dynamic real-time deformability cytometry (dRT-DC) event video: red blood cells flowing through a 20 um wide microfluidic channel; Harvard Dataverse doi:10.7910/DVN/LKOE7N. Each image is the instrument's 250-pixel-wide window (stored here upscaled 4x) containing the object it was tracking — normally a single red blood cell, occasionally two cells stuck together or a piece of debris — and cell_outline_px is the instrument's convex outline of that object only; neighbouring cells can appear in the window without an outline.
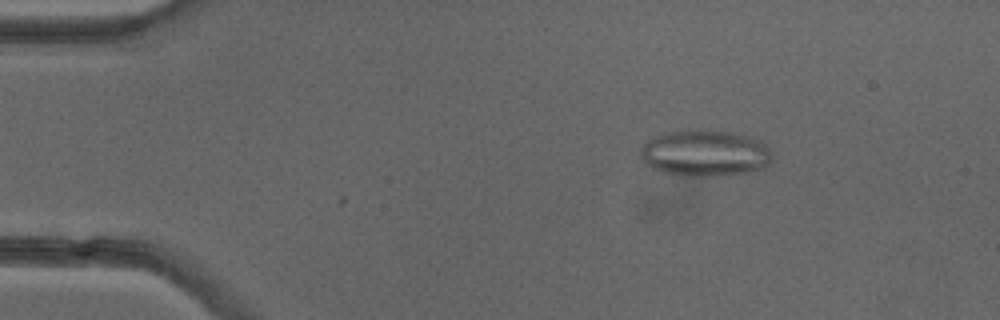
{"species": "common noctule bat (a hibernating species)", "species_latin": "Nyctalus noctula", "temperature_condition": "cold", "stored_images_in_passage": 10, "camera_frame_rate_fps": 3000, "um_per_image_px": 0.085, "animal": {"sex": "female"}, "frame": {"image": 1, "passage_image": 7, "time_ms": 2.0, "image_size_px": [1000, 320], "cell_outline_px": [[772, 160], [764, 168], [744, 172], [716, 176], [684, 176], [660, 172], [644, 164], [640, 156], [640, 148], [648, 140], [664, 132], [676, 128], [696, 128], [728, 132], [752, 136], [768, 144], [772, 156]], "centroid_in_image_um": [59.89, 12.99], "position_along_channel_um": 25.1, "area_um2": 36.53}}